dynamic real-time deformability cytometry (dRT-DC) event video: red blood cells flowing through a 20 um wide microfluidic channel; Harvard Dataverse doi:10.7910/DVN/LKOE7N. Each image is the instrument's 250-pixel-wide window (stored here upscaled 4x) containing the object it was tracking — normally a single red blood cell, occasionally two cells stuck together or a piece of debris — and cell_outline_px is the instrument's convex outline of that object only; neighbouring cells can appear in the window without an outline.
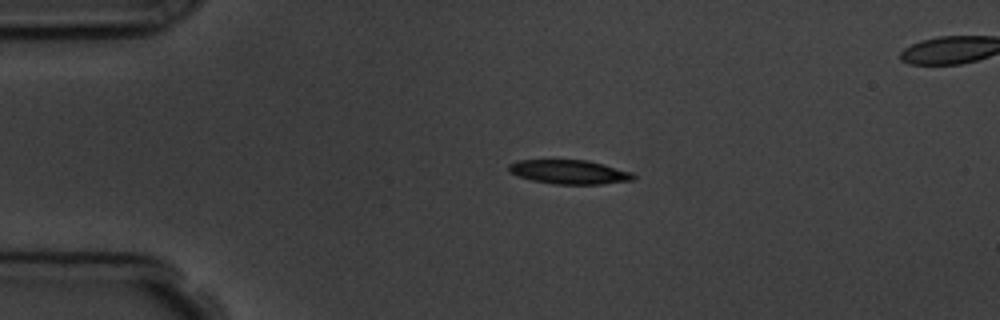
{"species": "common noctule bat (a hibernating species)", "species_latin": "Nyctalus noctula", "temperature_condition": "room temperature", "stored_images_in_passage": 5, "segment_of_instrument_passage": [1, 2], "camera_frame_rate_fps": 3000, "um_per_image_px": 0.085, "animal": {"sex": "male", "body_mass_g": 19.5, "forearm_length_mm": 54.6}, "frame": {"image": 1, "passage_image": 3, "time_ms": 2.333, "image_size_px": [1000, 320], "cell_outline_px": [[636, 176], [632, 180], [600, 184], [556, 184], [532, 180], [508, 172], [508, 164], [516, 160], [588, 160], [604, 164], [632, 172]], "centroid_in_image_um": [48.38, 14.61], "position_along_channel_um": 36.6, "area_um2": 17.46}}